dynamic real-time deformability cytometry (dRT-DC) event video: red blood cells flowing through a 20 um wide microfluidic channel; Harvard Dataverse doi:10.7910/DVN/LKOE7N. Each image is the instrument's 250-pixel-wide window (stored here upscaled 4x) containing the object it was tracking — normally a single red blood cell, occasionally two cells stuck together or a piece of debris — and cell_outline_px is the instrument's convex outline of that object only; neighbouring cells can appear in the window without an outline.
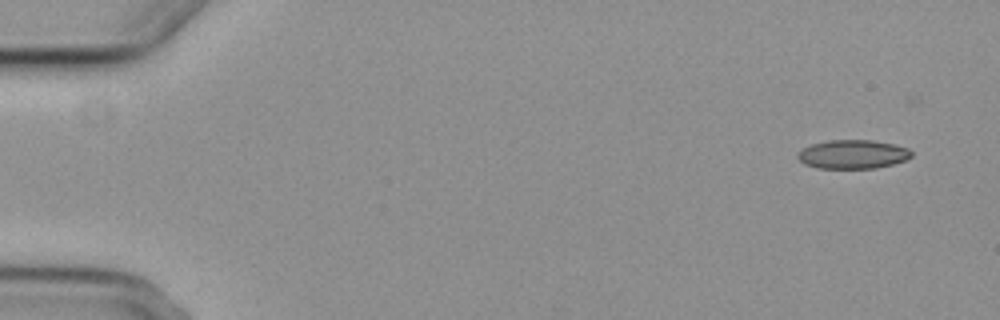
{"species": "common noctule bat (a hibernating species)", "species_latin": "Nyctalus noctula", "temperature_condition": "cold", "stored_images_in_passage": 5, "camera_frame_rate_fps": 3000, "um_per_image_px": 0.085, "animal": {"sex": "female", "body_mass_g": 29.2, "forearm_length_mm": 56.3}, "frame": {"image": 1, "passage_image": 1, "time_ms": 0.0, "image_size_px": [1000, 320], "cell_outline_px": [[912, 156], [904, 160], [892, 164], [876, 168], [816, 168], [804, 164], [796, 156], [804, 148], [812, 144], [828, 140], [872, 140], [892, 144], [908, 148], [912, 152]], "centroid_in_image_um": [72.48, 13.11], "position_along_channel_um": 12.5, "area_um2": 18.96}}
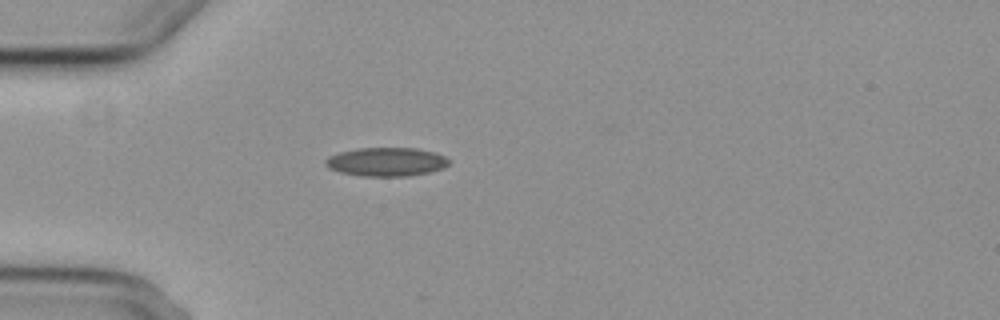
{"frame": {"image": 2, "passage_image": 4, "time_ms": 4.333, "image_size_px": [1000, 320], "cell_outline_px": [[448, 164], [444, 168], [428, 172], [408, 176], [364, 176], [340, 172], [328, 168], [324, 164], [324, 160], [328, 156], [340, 152], [360, 148], [416, 148], [436, 152], [444, 156], [448, 160]], "centroid_in_image_um": [32.82, 13.75], "position_along_channel_um": 52.2, "area_um2": 20.63}}